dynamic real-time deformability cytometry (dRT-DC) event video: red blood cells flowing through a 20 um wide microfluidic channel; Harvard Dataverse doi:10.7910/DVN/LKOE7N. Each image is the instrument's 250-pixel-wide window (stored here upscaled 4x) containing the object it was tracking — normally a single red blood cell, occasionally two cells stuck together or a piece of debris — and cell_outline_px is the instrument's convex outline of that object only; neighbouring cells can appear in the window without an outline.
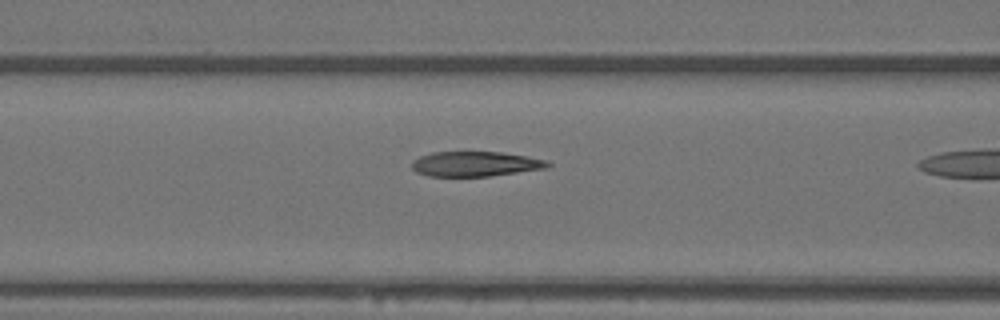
{"species": "Egyptian fruit bat (a non-hibernating species)", "species_latin": "Rousettus aegyptiacus", "temperature_condition": "warm", "stored_images_in_passage": 6, "camera_frame_rate_fps": 3000, "um_per_image_px": 0.085, "animal": {"sex": "female"}, "frame": {"image": 1, "passage_image": 5, "time_ms": 1.333, "image_size_px": [1000, 320], "cell_outline_px": [[552, 164], [548, 168], [488, 176], [428, 176], [416, 172], [412, 168], [412, 160], [420, 156], [432, 152], [500, 152], [548, 160]], "centroid_in_image_um": [40.4, 13.93], "position_along_channel_um": 126.2, "area_um2": 19.71}}